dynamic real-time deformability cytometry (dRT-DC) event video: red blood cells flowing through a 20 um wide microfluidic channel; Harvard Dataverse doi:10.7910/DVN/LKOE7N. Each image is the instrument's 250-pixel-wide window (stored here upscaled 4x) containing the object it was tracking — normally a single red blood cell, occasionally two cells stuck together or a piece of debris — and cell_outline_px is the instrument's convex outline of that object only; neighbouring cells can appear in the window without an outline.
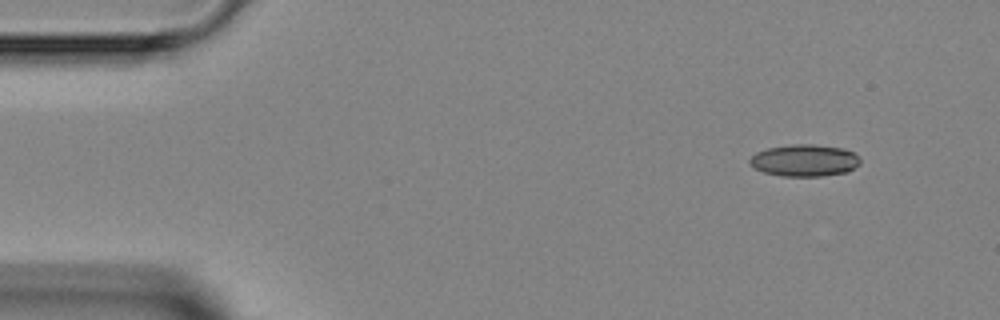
{"species": "Egyptian fruit bat (a non-hibernating species)", "species_latin": "Rousettus aegyptiacus", "temperature_condition": "room temperature", "stored_images_in_passage": 2, "camera_frame_rate_fps": 3000, "um_per_image_px": 0.085, "animal": {"sex": "female"}, "frame": {"image": 1, "passage_image": 1, "time_ms": 0.0, "image_size_px": [1000, 320], "cell_outline_px": [[860, 164], [848, 172], [824, 176], [780, 176], [764, 172], [748, 164], [748, 160], [756, 152], [768, 148], [792, 144], [812, 144], [844, 148], [852, 152], [860, 160]], "centroid_in_image_um": [68.38, 13.64], "position_along_channel_um": 16.6, "area_um2": 20.63}}